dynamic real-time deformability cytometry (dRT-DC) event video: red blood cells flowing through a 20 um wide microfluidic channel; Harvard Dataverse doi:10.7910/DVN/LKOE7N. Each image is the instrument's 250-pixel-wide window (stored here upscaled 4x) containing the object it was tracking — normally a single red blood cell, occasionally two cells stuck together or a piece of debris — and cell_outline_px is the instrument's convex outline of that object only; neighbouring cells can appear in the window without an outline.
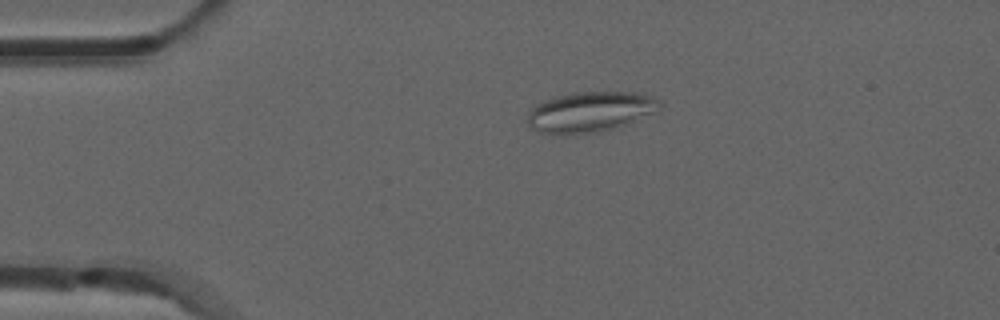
{"species": "common noctule bat (a hibernating species)", "species_latin": "Nyctalus noctula", "temperature_condition": "room temperature", "stored_images_in_passage": 42, "camera_frame_rate_fps": 3000, "um_per_image_px": 0.085, "animal": {"sex": "male", "forearm_length_mm": 52.5}, "frame": {"image": 1, "passage_image": 1, "time_ms": 0.0, "image_size_px": [1000, 320], "cell_outline_px": [[664, 104], [660, 108], [652, 112], [624, 124], [612, 128], [592, 132], [540, 132], [532, 128], [528, 124], [528, 112], [536, 104], [544, 100], [556, 96], [572, 92], [644, 92], [660, 100]], "centroid_in_image_um": [50.19, 9.45], "position_along_channel_um": 34.8, "area_um2": 30.35}}
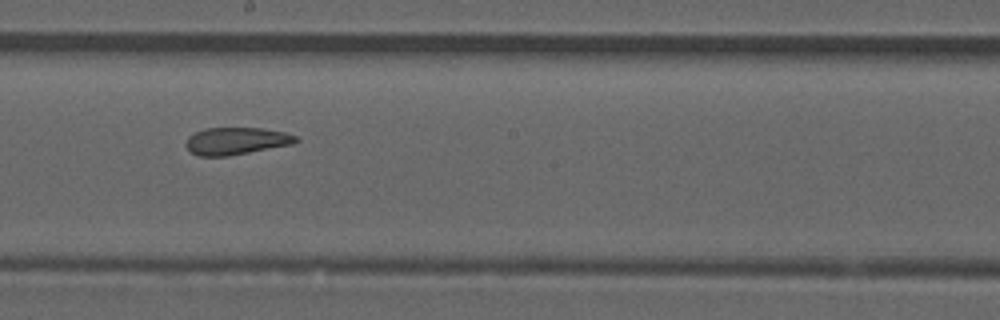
{"frame": {"image": 2, "passage_image": 19, "time_ms": 6.0, "image_size_px": [1000, 320], "cell_outline_px": [[300, 140], [292, 144], [228, 156], [200, 156], [192, 152], [188, 148], [188, 136], [204, 128], [264, 128], [284, 132], [296, 136]], "centroid_in_image_um": [20.11, 11.97], "position_along_channel_um": 228.1, "area_um2": 17.22}}
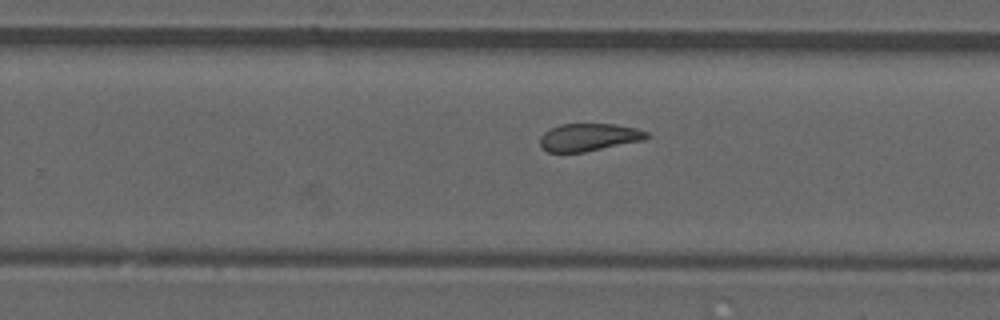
{"frame": {"image": 3, "passage_image": 23, "time_ms": 7.333, "image_size_px": [1000, 320], "cell_outline_px": [[648, 136], [644, 140], [584, 152], [548, 152], [540, 144], [540, 136], [544, 132], [560, 124], [616, 124], [636, 128], [648, 132]], "centroid_in_image_um": [50.06, 11.66], "position_along_channel_um": 279.7, "area_um2": 17.05}, "authors_computed_cell_mechanics": {"area_um2": 18.3515, "velocity_mm_per_s": 3.9022, "shape_relaxation_time_tau1_ms": null, "shape_relaxation_time_tau2_ms": 2.0219, "deformation_change_tau1": null, "deformation_change_tau2": 0.0925}}